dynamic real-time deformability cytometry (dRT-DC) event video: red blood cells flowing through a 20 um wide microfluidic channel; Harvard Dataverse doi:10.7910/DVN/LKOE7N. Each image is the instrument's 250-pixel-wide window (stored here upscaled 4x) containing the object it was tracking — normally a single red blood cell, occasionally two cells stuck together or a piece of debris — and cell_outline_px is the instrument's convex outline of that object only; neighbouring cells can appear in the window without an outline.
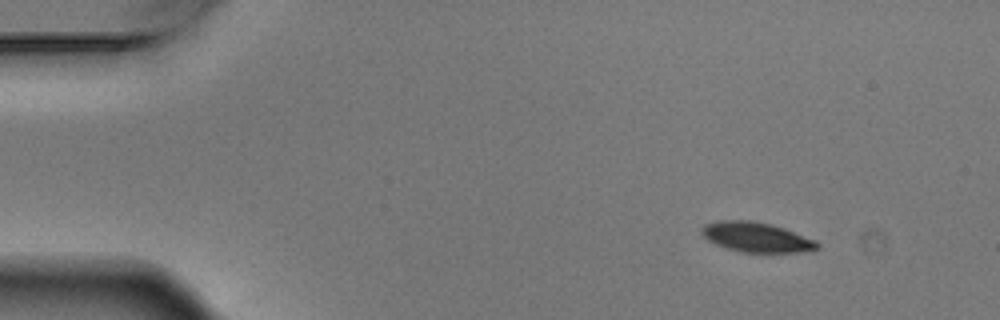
{"species": "Egyptian fruit bat (a non-hibernating species)", "species_latin": "Rousettus aegyptiacus", "temperature_condition": "warm", "stored_images_in_passage": 3, "camera_frame_rate_fps": 3000, "um_per_image_px": 0.085, "animal": {"sex": "male"}, "frame": {"image": 1, "passage_image": 1, "time_ms": 0.0, "image_size_px": [1000, 320], "cell_outline_px": [[820, 248], [800, 252], [740, 252], [724, 248], [708, 240], [700, 232], [700, 228], [704, 224], [720, 220], [752, 220], [772, 224], [784, 228], [816, 240], [820, 244]], "centroid_in_image_um": [64.28, 20.15], "position_along_channel_um": 20.7, "area_um2": 20.29}}